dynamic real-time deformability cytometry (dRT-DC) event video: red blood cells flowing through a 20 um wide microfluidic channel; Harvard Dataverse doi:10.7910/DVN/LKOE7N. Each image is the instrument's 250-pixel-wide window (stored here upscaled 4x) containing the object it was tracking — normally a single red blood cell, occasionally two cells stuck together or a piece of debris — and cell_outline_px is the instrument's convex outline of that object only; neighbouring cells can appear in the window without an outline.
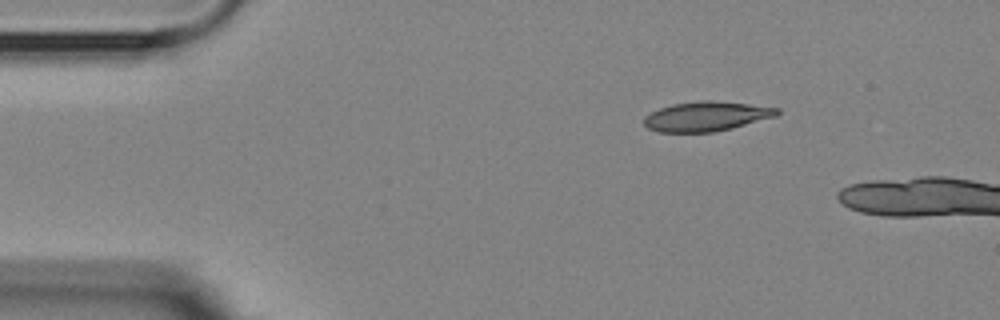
{"species": "Egyptian fruit bat (a non-hibernating species)", "species_latin": "Rousettus aegyptiacus", "temperature_condition": "room temperature", "stored_images_in_passage": 2, "camera_frame_rate_fps": 3000, "um_per_image_px": 0.085, "animal": {"sex": "female"}, "frame": {"image": 1, "passage_image": 1, "time_ms": 0.0, "image_size_px": [1000, 320], "cell_outline_px": [[780, 112], [776, 116], [732, 128], [712, 132], [660, 132], [648, 128], [644, 124], [644, 116], [660, 108], [672, 104], [700, 100], [712, 100], [748, 104], [780, 108]], "centroid_in_image_um": [60.04, 9.88], "position_along_channel_um": 25.0, "area_um2": 22.89}}